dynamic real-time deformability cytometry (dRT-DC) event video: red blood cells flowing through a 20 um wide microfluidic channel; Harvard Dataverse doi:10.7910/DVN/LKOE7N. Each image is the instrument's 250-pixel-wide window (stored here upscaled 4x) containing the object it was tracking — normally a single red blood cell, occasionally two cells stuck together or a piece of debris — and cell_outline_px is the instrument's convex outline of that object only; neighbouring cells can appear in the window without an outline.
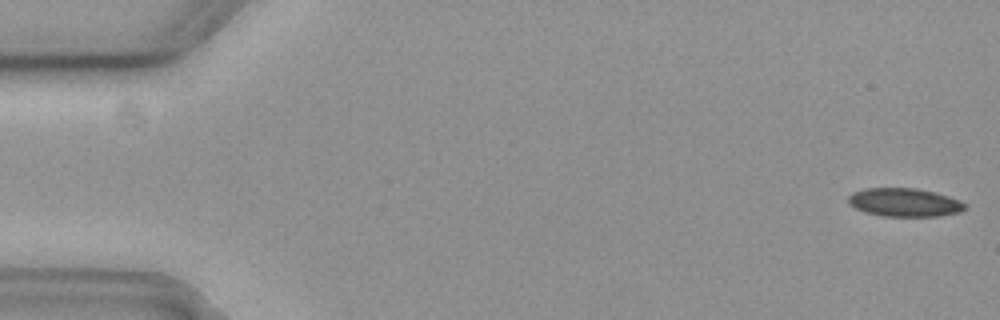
{"species": "common noctule bat (a hibernating species)", "species_latin": "Nyctalus noctula", "temperature_condition": "cold", "stored_images_in_passage": 56, "camera_frame_rate_fps": 3000, "um_per_image_px": 0.085, "animal": {"sex": "female", "body_mass_g": 19.3, "forearm_length_mm": 54.1}, "frame": {"image": 1, "passage_image": 1, "time_ms": 0.0, "image_size_px": [1000, 320], "cell_outline_px": [[968, 208], [960, 212], [940, 216], [884, 216], [864, 212], [848, 204], [848, 196], [852, 192], [864, 188], [916, 188], [936, 192], [960, 200], [968, 204]], "centroid_in_image_um": [76.91, 17.2], "position_along_channel_um": 8.1, "area_um2": 19.59}}
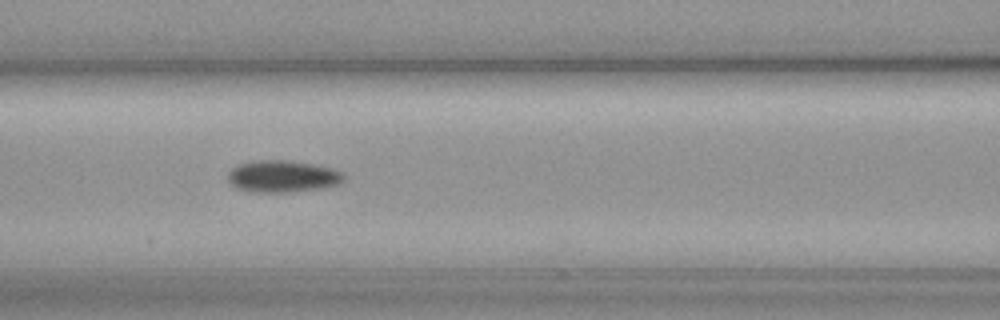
{"frame": {"image": 2, "passage_image": 24, "time_ms": 7.667, "image_size_px": [1000, 320], "cell_outline_px": [[344, 180], [340, 184], [324, 188], [288, 192], [252, 192], [236, 188], [228, 180], [228, 172], [236, 164], [252, 160], [288, 160], [312, 164], [332, 168], [340, 172], [344, 176]], "centroid_in_image_um": [23.99, 14.99], "position_along_channel_um": 142.6, "area_um2": 21.73}}
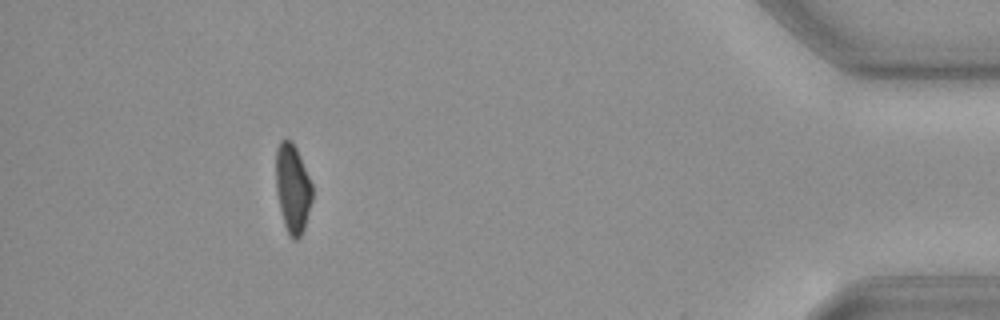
{"frame": {"image": 3, "passage_image": 51, "time_ms": 16.667, "image_size_px": [1000, 320], "cell_outline_px": [[312, 200], [304, 228], [300, 236], [296, 240], [292, 240], [288, 236], [284, 224], [276, 192], [276, 148], [280, 140], [292, 140], [300, 156], [312, 184]], "centroid_in_image_um": [24.86, 16.02], "position_along_channel_um": 410.3, "area_um2": 18.84}, "authors_computed_cell_mechanics": {"area_um2": 20.2878, "velocity_mm_per_s": 3.6803, "shape_relaxation_time_tau1_ms": 3.5363, "shape_relaxation_time_tau2_ms": null, "deformation_change_tau1": 0.0785, "deformation_change_tau2": null}}